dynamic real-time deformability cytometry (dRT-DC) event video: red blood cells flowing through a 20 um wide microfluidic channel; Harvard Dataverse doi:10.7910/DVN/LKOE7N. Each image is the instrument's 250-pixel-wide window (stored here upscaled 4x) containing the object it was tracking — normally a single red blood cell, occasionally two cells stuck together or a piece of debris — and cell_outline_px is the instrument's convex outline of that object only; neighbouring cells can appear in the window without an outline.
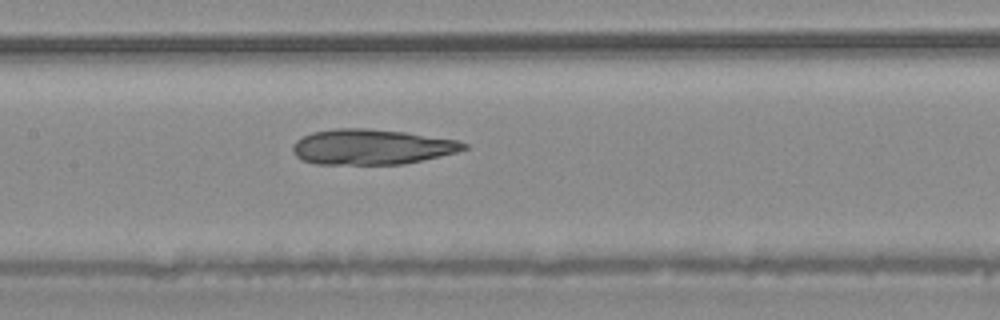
{"species": "common noctule bat (a hibernating species)", "species_latin": "Nyctalus noctula", "temperature_condition": "warm", "stored_images_in_passage": 46, "camera_frame_rate_fps": 3000, "um_per_image_px": 0.085, "animal": {"sex": "male", "body_mass_g": 20.4}, "frame": {"image": 1, "passage_image": 21, "time_ms": 6.667, "image_size_px": [1000, 320], "cell_outline_px": [[468, 148], [456, 152], [440, 156], [404, 164], [316, 164], [300, 160], [292, 152], [292, 144], [296, 140], [312, 132], [336, 128], [364, 128], [404, 132], [460, 140], [468, 144]], "centroid_in_image_um": [31.57, 12.48], "position_along_channel_um": 175.8, "area_um2": 35.37}}
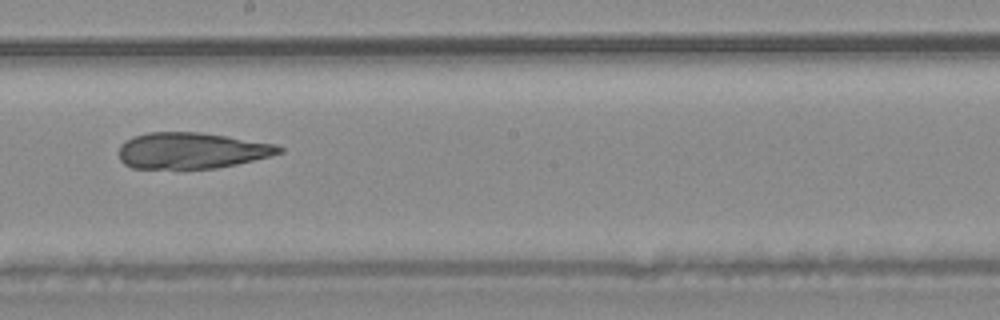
{"frame": {"image": 2, "passage_image": 25, "time_ms": 8.0, "image_size_px": [1000, 320], "cell_outline_px": [[284, 152], [272, 156], [236, 164], [216, 168], [132, 168], [124, 164], [120, 160], [120, 144], [124, 140], [132, 136], [148, 132], [200, 132], [228, 136], [276, 144], [284, 148]], "centroid_in_image_um": [16.3, 12.79], "position_along_channel_um": 231.9, "area_um2": 33.93}}
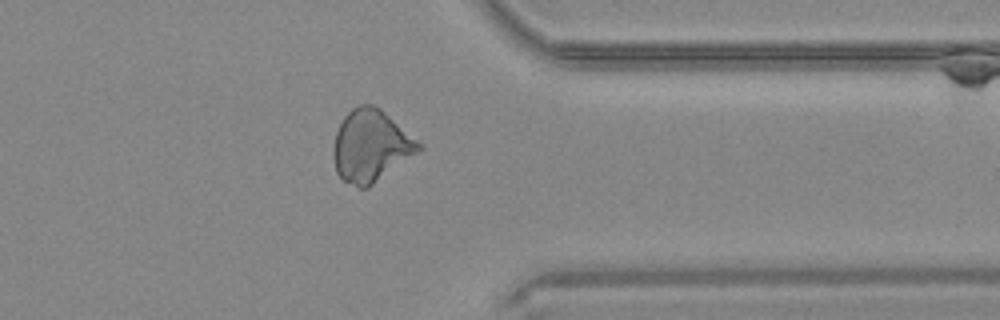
{"frame": {"image": 3, "passage_image": 36, "time_ms": 11.667, "image_size_px": [1000, 320], "cell_outline_px": [[424, 148], [368, 188], [360, 188], [344, 180], [336, 172], [332, 156], [332, 152], [336, 132], [344, 116], [352, 108], [360, 104], [372, 104], [380, 108], [416, 140]], "centroid_in_image_um": [31.49, 12.41], "position_along_channel_um": 379.9, "area_um2": 35.43}}